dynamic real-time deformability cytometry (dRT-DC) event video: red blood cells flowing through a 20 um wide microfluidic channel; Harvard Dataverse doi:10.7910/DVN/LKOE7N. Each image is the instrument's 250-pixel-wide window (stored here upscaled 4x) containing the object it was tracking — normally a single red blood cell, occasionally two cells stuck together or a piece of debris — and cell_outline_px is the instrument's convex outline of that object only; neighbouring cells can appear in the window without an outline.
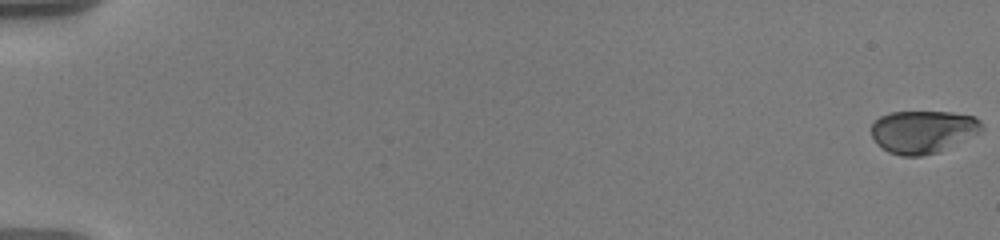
{"species": "human", "species_latin": "Homo sapiens", "temperature_condition": "warm", "stored_images_in_passage": 21, "camera_frame_rate_fps": 3000, "um_per_image_px": 0.085, "donor": {"sex": "male"}, "frame": {"image": 1, "passage_image": 1, "time_ms": 0.0, "image_size_px": [1000, 240], "cell_outline_px": [[984, 132], [936, 152], [920, 156], [900, 156], [888, 152], [876, 144], [872, 136], [872, 124], [880, 116], [892, 112], [952, 112], [976, 116], [984, 124]], "centroid_in_image_um": [78.49, 11.18], "position_along_channel_um": 6.5, "area_um2": 27.74}}
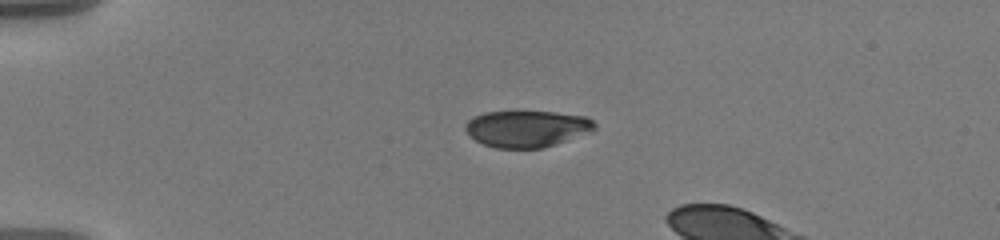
{"frame": {"image": 2, "passage_image": 16, "time_ms": 5.0, "image_size_px": [1000, 240], "cell_outline_px": [[596, 128], [556, 144], [544, 148], [496, 148], [484, 144], [468, 136], [464, 128], [464, 124], [472, 116], [484, 112], [556, 112], [584, 116], [592, 120], [596, 124]], "centroid_in_image_um": [44.71, 10.94], "position_along_channel_um": 40.3, "area_um2": 27.46}}